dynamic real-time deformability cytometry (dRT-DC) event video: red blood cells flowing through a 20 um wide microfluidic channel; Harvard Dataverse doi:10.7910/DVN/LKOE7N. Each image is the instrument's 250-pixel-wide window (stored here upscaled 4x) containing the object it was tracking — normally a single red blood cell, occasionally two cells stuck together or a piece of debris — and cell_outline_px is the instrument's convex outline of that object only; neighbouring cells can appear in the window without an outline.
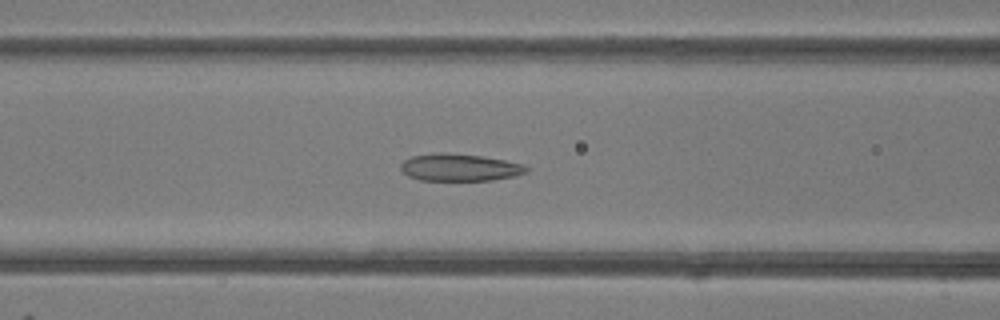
{"species": "common noctule bat (a hibernating species)", "species_latin": "Nyctalus noctula", "temperature_condition": "room temperature", "stored_images_in_passage": 48, "camera_frame_rate_fps": 3000, "um_per_image_px": 0.085, "animal": {"sex": "female"}, "frame": {"image": 1, "passage_image": 19, "time_ms": 6.0, "image_size_px": [1000, 320], "cell_outline_px": [[528, 172], [516, 176], [492, 180], [420, 180], [408, 176], [400, 168], [400, 164], [404, 160], [412, 156], [436, 152], [440, 152], [480, 156], [504, 160], [524, 164], [528, 168]], "centroid_in_image_um": [39.07, 14.23], "position_along_channel_um": 127.5, "area_um2": 19.94}}
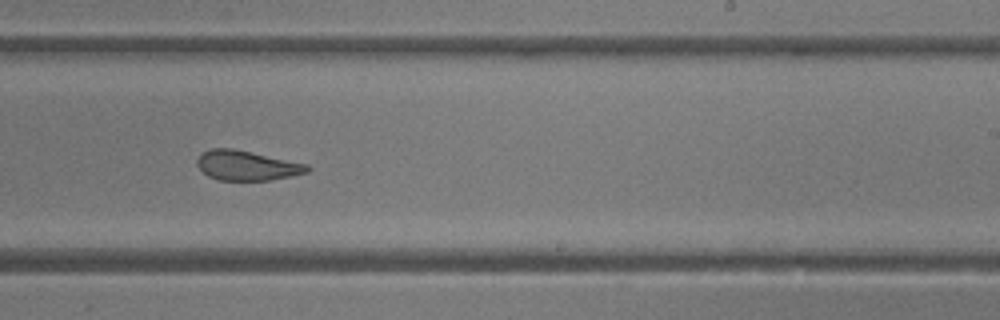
{"frame": {"image": 2, "passage_image": 29, "time_ms": 9.333, "image_size_px": [1000, 320], "cell_outline_px": [[312, 168], [308, 172], [292, 176], [268, 180], [220, 180], [208, 176], [196, 164], [196, 160], [200, 152], [212, 148], [232, 148], [308, 164]], "centroid_in_image_um": [20.97, 14.06], "position_along_channel_um": 268.0, "area_um2": 19.13}}
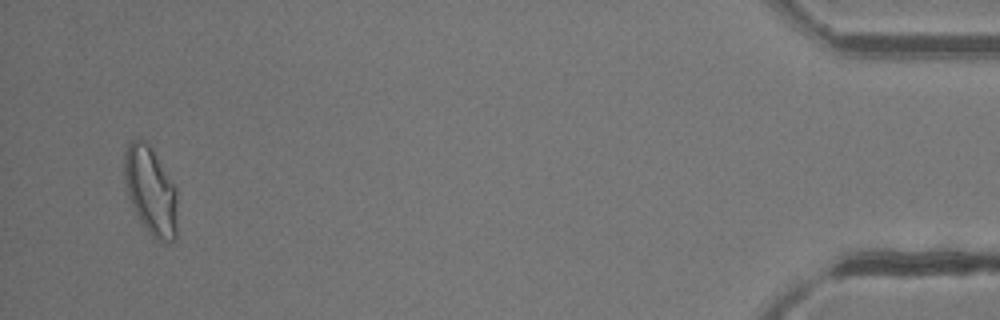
{"frame": {"image": 3, "passage_image": 46, "time_ms": 15.0, "image_size_px": [1000, 320], "cell_outline_px": [[176, 236], [172, 240], [164, 244], [152, 236], [140, 220], [128, 196], [124, 176], [124, 152], [128, 144], [132, 140], [140, 136], [148, 140], [176, 188]], "centroid_in_image_um": [12.79, 16.14], "position_along_channel_um": 422.4, "area_um2": 27.34}, "authors_computed_cell_mechanics": {"area_um2": 22.1663, "velocity_mm_per_s": 4.2168, "shape_relaxation_time_tau1_ms": null, "shape_relaxation_time_tau2_ms": 1.1996, "deformation_change_tau1": null, "deformation_change_tau2": 0.0771}}